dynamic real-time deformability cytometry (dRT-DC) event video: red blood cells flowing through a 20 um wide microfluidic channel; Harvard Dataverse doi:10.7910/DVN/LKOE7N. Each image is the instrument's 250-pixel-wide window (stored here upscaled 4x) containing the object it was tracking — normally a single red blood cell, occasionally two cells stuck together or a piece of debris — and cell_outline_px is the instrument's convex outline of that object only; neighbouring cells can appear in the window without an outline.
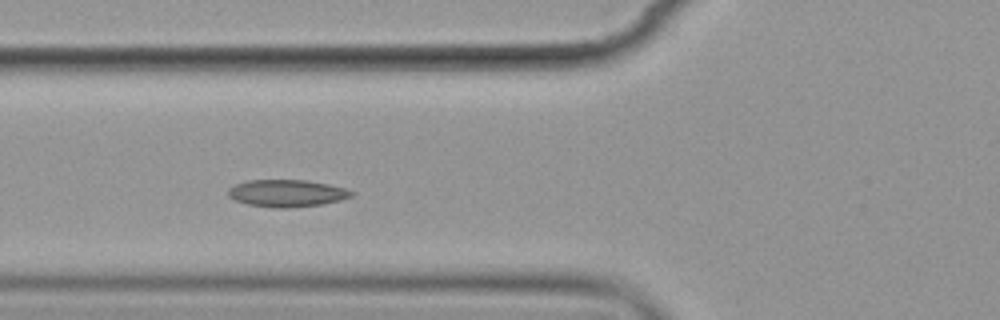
{"species": "common noctule bat (a hibernating species)", "species_latin": "Nyctalus noctula", "temperature_condition": "cold", "stored_images_in_passage": 8, "camera_frame_rate_fps": 3000, "um_per_image_px": 0.085, "animal": {"sex": "female", "body_mass_g": 19.9}, "frame": {"image": 1, "passage_image": 4, "time_ms": 3.333, "image_size_px": [1000, 320], "cell_outline_px": [[356, 192], [352, 196], [340, 200], [324, 204], [288, 208], [276, 208], [248, 204], [236, 200], [228, 196], [228, 188], [236, 184], [248, 180], [308, 180], [348, 188]], "centroid_in_image_um": [24.43, 16.42], "position_along_channel_um": 101.4, "area_um2": 19.65}}
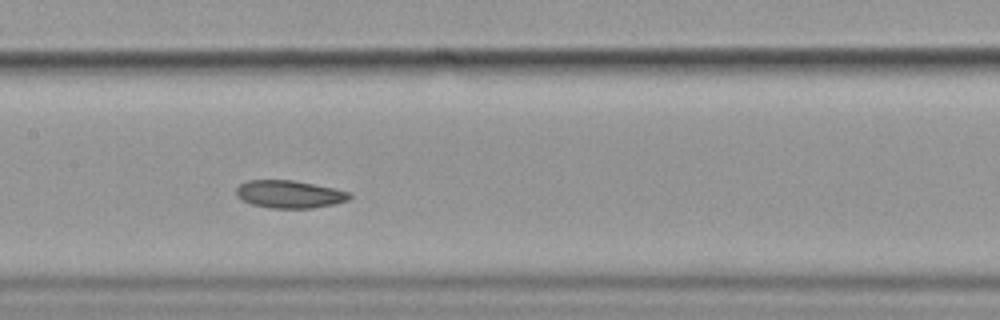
{"frame": {"image": 2, "passage_image": 6, "time_ms": 5.667, "image_size_px": [1000, 320], "cell_outline_px": [[352, 196], [348, 200], [336, 204], [312, 208], [272, 208], [252, 204], [236, 196], [236, 188], [240, 184], [248, 180], [292, 180], [352, 192]], "centroid_in_image_um": [24.62, 16.51], "position_along_channel_um": 182.8, "area_um2": 18.21}}
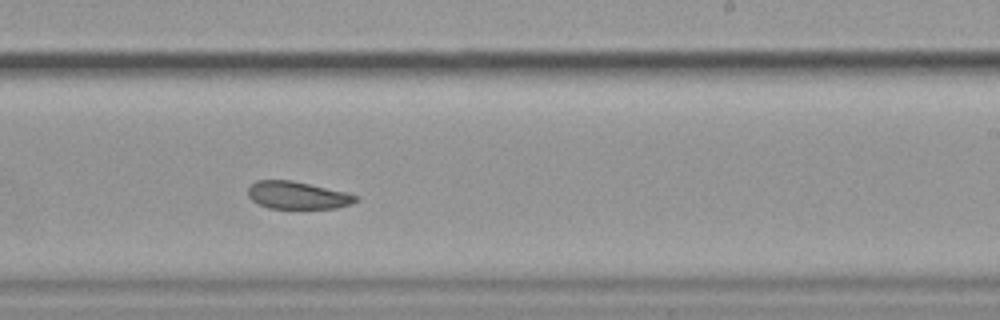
{"frame": {"image": 3, "passage_image": 8, "time_ms": 8.0, "image_size_px": [1000, 320], "cell_outline_px": [[360, 200], [352, 204], [336, 208], [268, 208], [252, 200], [248, 196], [248, 188], [256, 180], [292, 180], [344, 192], [356, 196]], "centroid_in_image_um": [25.27, 16.6], "position_along_channel_um": 263.7, "area_um2": 17.11}}